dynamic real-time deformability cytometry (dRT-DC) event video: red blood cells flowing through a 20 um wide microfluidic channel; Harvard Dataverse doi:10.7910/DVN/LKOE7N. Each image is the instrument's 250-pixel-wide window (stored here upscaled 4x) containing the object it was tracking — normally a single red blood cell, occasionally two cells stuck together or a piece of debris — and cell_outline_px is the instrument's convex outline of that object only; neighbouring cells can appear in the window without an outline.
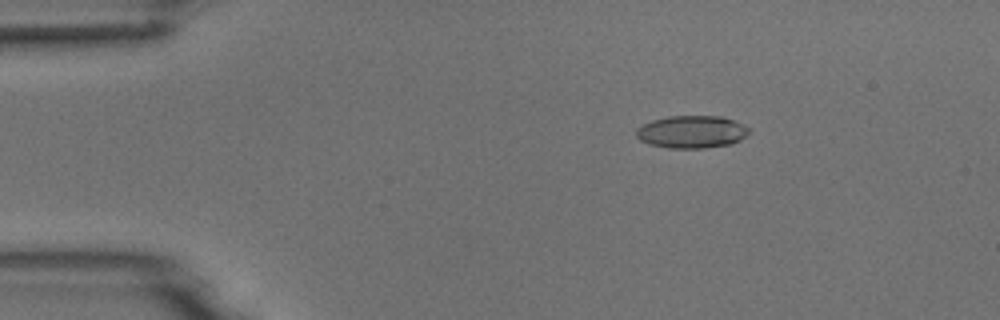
{"species": "common noctule bat (a hibernating species)", "species_latin": "Nyctalus noctula", "temperature_condition": "room temperature", "stored_images_in_passage": 5, "camera_frame_rate_fps": 3000, "um_per_image_px": 0.085, "animal": {"sex": "male", "body_mass_g": 18.8}, "frame": {"image": 1, "passage_image": 3, "time_ms": 2.333, "image_size_px": [1000, 320], "cell_outline_px": [[748, 132], [740, 140], [732, 144], [704, 148], [672, 148], [648, 144], [640, 140], [636, 136], [636, 128], [652, 120], [668, 116], [720, 116], [732, 120], [748, 128]], "centroid_in_image_um": [58.75, 11.21], "position_along_channel_um": 26.3, "area_um2": 21.21}}
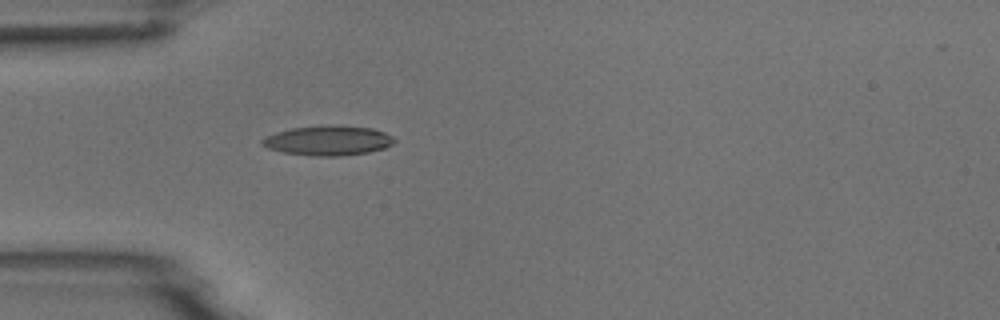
{"frame": {"image": 2, "passage_image": 5, "time_ms": 4.667, "image_size_px": [1000, 320], "cell_outline_px": [[396, 140], [392, 144], [384, 148], [368, 152], [340, 156], [312, 156], [284, 152], [268, 148], [260, 144], [260, 140], [276, 132], [292, 128], [328, 124], [332, 124], [372, 128], [384, 132], [392, 136]], "centroid_in_image_um": [27.89, 11.93], "position_along_channel_um": 57.1, "area_um2": 23.0}}